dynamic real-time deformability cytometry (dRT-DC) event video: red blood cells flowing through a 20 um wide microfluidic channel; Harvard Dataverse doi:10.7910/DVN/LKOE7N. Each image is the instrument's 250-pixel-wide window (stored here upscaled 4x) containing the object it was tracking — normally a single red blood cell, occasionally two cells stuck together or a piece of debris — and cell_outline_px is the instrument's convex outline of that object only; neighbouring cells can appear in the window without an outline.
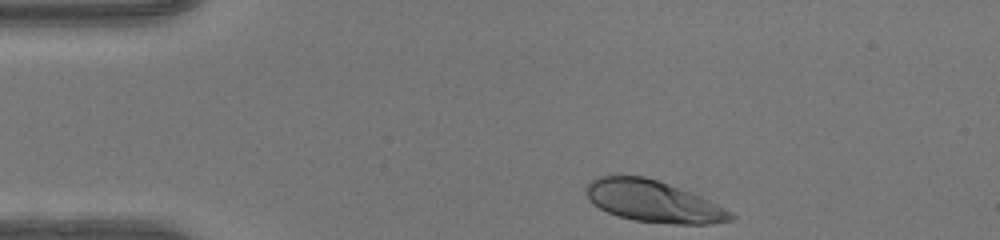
{"species": "human", "species_latin": "Homo sapiens", "temperature_condition": "warm", "stored_images_in_passage": 33, "camera_frame_rate_fps": 3000, "um_per_image_px": 0.085, "donor": {"sex": "female"}, "frame": {"image": 1, "passage_image": 1, "time_ms": 0.0, "image_size_px": [1000, 240], "cell_outline_px": [[736, 216], [732, 220], [708, 224], [668, 224], [632, 220], [608, 212], [592, 204], [584, 188], [592, 180], [600, 176], [644, 176], [692, 192], [732, 212]], "centroid_in_image_um": [55.53, 17.13], "position_along_channel_um": 29.5, "area_um2": 34.85}}
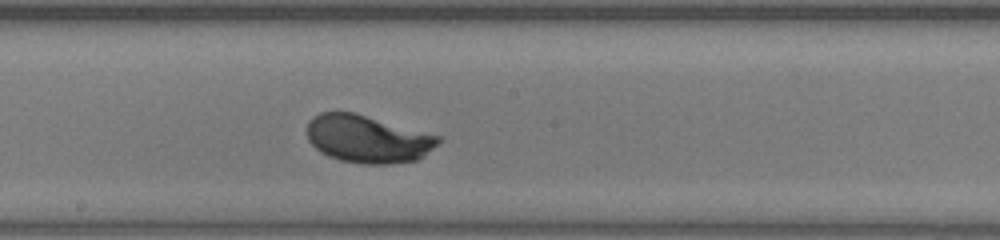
{"frame": {"image": 2, "passage_image": 19, "time_ms": 6.0, "image_size_px": [1000, 240], "cell_outline_px": [[444, 140], [416, 160], [388, 164], [364, 164], [340, 160], [328, 156], [320, 152], [308, 140], [308, 120], [312, 116], [320, 112], [356, 112], [444, 136]], "centroid_in_image_um": [31.29, 11.79], "position_along_channel_um": 216.9, "area_um2": 36.93}}
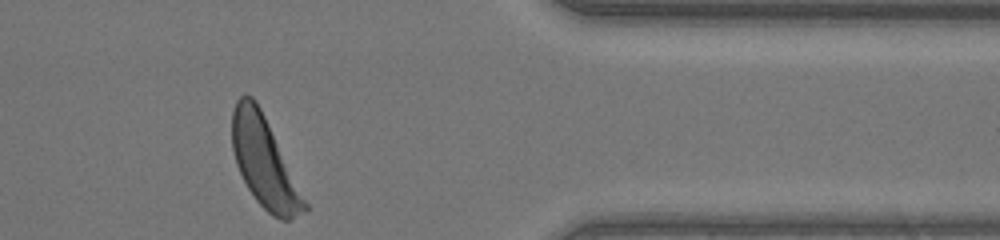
{"frame": {"image": 3, "passage_image": 33, "time_ms": 10.667, "image_size_px": [1000, 240], "cell_outline_px": [[308, 208], [288, 220], [280, 220], [272, 216], [256, 200], [248, 188], [236, 164], [232, 148], [232, 112], [236, 100], [240, 96], [252, 96], [256, 100], [308, 204]], "centroid_in_image_um": [22.44, 13.79], "position_along_channel_um": 389.0, "area_um2": 37.11}, "authors_computed_cell_mechanics": {"area_um2": 35.836, "velocity_mm_per_s": 4.1453, "shape_relaxation_time_tau1_ms": 2.9404, "shape_relaxation_time_tau2_ms": null, "deformation_change_tau1": 0.1902, "deformation_change_tau2": null}}